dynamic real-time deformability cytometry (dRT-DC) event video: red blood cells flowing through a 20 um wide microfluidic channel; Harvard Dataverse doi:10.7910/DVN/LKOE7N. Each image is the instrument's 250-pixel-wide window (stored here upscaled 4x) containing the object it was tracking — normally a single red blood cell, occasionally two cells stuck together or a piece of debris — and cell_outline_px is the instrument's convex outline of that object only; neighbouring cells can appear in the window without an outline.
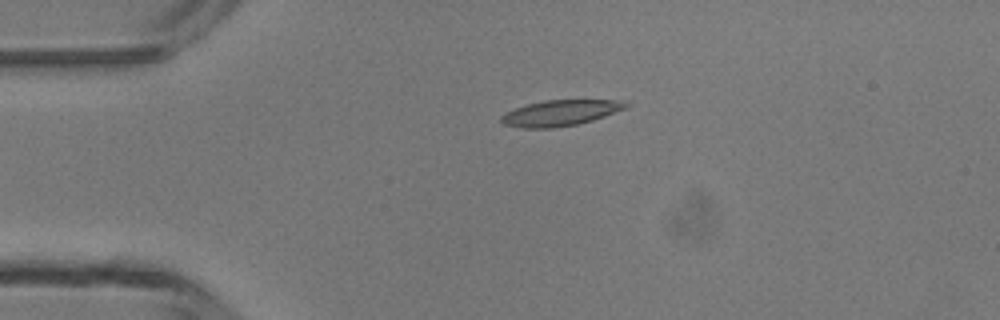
{"species": "common noctule bat (a hibernating species)", "species_latin": "Nyctalus noctula", "temperature_condition": "room temperature", "stored_images_in_passage": 4, "camera_frame_rate_fps": 3000, "um_per_image_px": 0.085, "animal": {"sex": "male", "body_mass_g": 13.3}, "frame": {"image": 1, "passage_image": 4, "time_ms": 3.667, "image_size_px": [1000, 320], "cell_outline_px": [[632, 104], [628, 108], [592, 120], [576, 124], [556, 128], [520, 128], [504, 124], [500, 120], [500, 116], [516, 108], [528, 104], [544, 100], [628, 100]], "centroid_in_image_um": [47.7, 9.59], "position_along_channel_um": 37.3, "area_um2": 18.84}}